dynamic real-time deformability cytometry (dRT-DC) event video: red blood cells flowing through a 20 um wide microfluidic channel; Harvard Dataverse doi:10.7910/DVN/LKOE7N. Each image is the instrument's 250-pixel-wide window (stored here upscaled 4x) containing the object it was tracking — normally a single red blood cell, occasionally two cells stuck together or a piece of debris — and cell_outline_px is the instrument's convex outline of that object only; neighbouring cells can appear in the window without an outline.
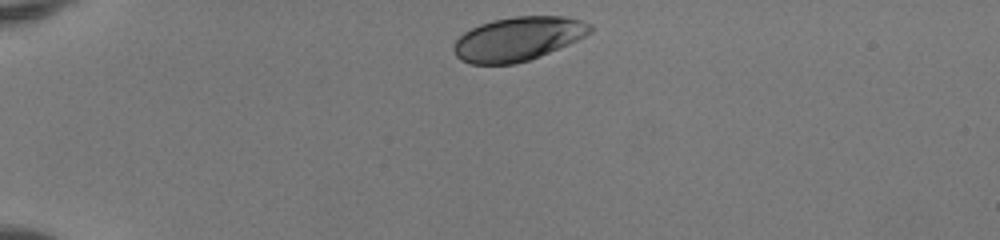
{"species": "human", "species_latin": "Homo sapiens", "temperature_condition": "room temperature", "stored_images_in_passage": 35, "camera_frame_rate_fps": 3000, "um_per_image_px": 0.085, "donor": {"sex": "female"}, "frame": {"image": 1, "passage_image": 1, "time_ms": 0.0, "image_size_px": [1000, 240], "cell_outline_px": [[596, 28], [592, 32], [568, 44], [540, 56], [516, 64], [472, 64], [460, 60], [456, 56], [452, 48], [456, 40], [464, 32], [480, 24], [492, 20], [516, 16], [564, 16], [580, 20], [592, 24]], "centroid_in_image_um": [44.04, 3.3], "position_along_channel_um": 41.0, "area_um2": 34.97}}
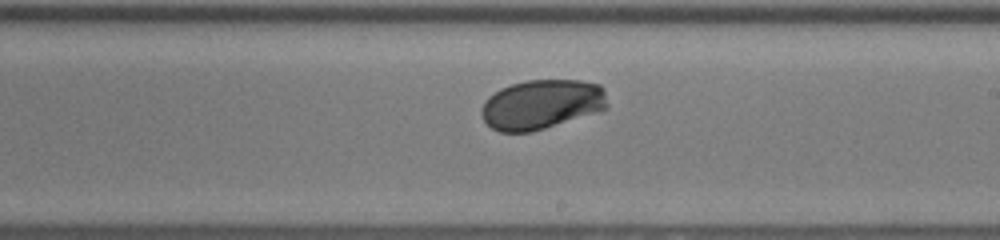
{"frame": {"image": 2, "passage_image": 20, "time_ms": 6.333, "image_size_px": [1000, 240], "cell_outline_px": [[608, 108], [600, 112], [532, 132], [500, 132], [492, 128], [484, 120], [480, 112], [484, 100], [500, 88], [512, 84], [528, 80], [580, 80], [600, 84], [604, 88], [608, 104]], "centroid_in_image_um": [46.07, 8.87], "position_along_channel_um": 242.9, "area_um2": 36.82}}
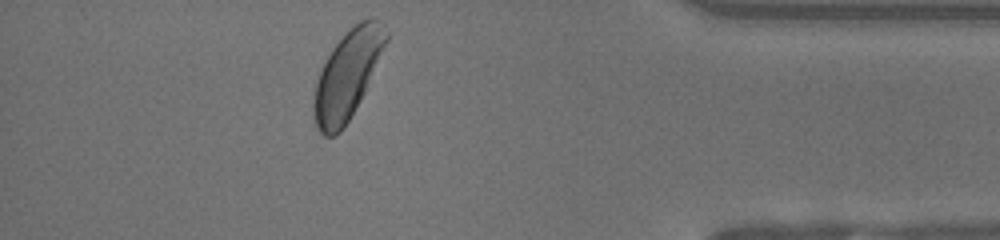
{"frame": {"image": 3, "passage_image": 34, "time_ms": 11.0, "image_size_px": [1000, 240], "cell_outline_px": [[388, 40], [364, 92], [360, 100], [348, 120], [340, 132], [332, 136], [324, 136], [316, 128], [312, 120], [312, 104], [316, 80], [324, 60], [332, 48], [360, 20], [368, 16], [372, 16], [380, 20], [388, 32]], "centroid_in_image_um": [29.5, 6.37], "position_along_channel_um": 405.7, "area_um2": 37.11}, "authors_computed_cell_mechanics": {"area_um2": 36.125, "velocity_mm_per_s": 4.0899, "shape_relaxation_time_tau1_ms": 2.7035, "shape_relaxation_time_tau2_ms": null, "deformation_change_tau1": 0.1216, "deformation_change_tau2": null}}